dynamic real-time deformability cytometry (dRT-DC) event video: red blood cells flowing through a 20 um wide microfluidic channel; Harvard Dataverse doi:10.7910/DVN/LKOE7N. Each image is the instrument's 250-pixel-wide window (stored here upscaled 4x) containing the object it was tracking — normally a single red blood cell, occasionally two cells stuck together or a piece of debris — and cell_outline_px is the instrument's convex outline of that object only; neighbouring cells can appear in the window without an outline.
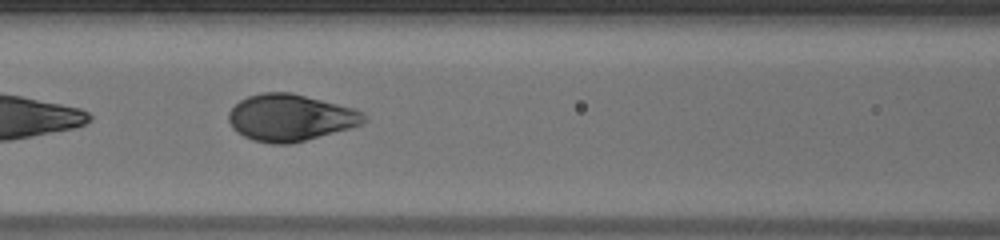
{"species": "human", "species_latin": "Homo sapiens", "temperature_condition": "warm", "stored_images_in_passage": 38, "segment_of_instrument_passage": [2, 2], "camera_frame_rate_fps": 3000, "um_per_image_px": 0.085, "donor": {"sex": "male"}, "frame": {"image": 1, "passage_image": 23, "time_ms": 7.333, "image_size_px": [1000, 240], "cell_outline_px": [[368, 120], [352, 128], [292, 144], [272, 144], [252, 140], [236, 132], [232, 128], [228, 120], [228, 112], [240, 100], [248, 96], [264, 92], [292, 92], [352, 108], [360, 112]], "centroid_in_image_um": [24.65, 10.01], "position_along_channel_um": 142.0, "area_um2": 36.93}}